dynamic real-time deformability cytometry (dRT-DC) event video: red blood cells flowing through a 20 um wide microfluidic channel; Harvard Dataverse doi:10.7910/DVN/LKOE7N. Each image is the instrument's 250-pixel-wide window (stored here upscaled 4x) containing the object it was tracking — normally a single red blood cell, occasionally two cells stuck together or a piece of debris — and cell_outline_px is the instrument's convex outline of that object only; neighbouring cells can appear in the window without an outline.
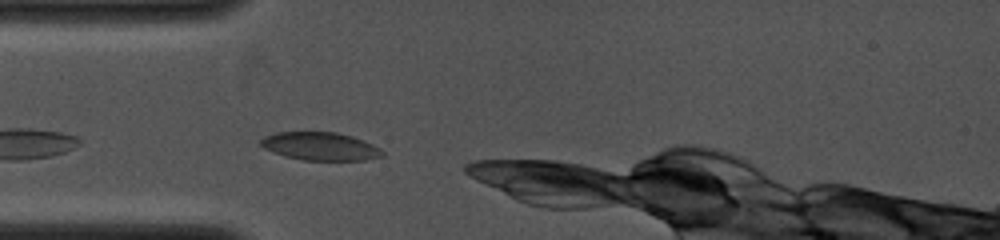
{"species": "common noctule bat (a hibernating species)", "species_latin": "Nyctalus noctula", "temperature_condition": "cold", "stored_images_in_passage": 7, "camera_frame_rate_fps": 4000, "um_per_image_px": 0.085, "animal": {"sex": "female", "body_mass_g": 19.0, "forearm_length_mm": 53.3}, "frame": {"image": 1, "passage_image": 2, "time_ms": 0.5, "image_size_px": [1000, 240], "cell_outline_px": [[384, 156], [364, 160], [304, 160], [284, 156], [264, 148], [260, 144], [260, 140], [264, 136], [276, 132], [336, 132], [352, 136], [372, 144], [380, 148], [384, 152]], "centroid_in_image_um": [27.22, 12.43], "position_along_channel_um": 57.8, "area_um2": 19.88}}
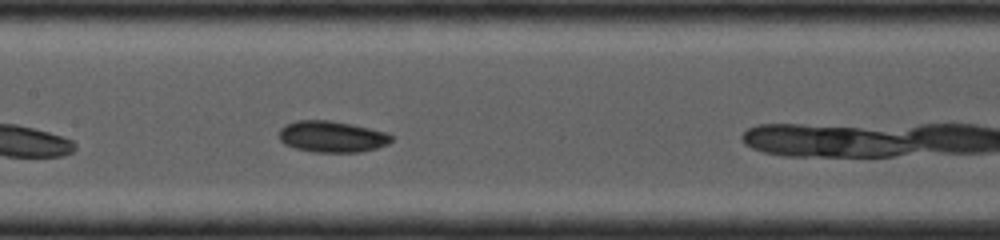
{"frame": {"image": 2, "passage_image": 7, "time_ms": 3.25, "image_size_px": [1000, 240], "cell_outline_px": [[392, 140], [388, 144], [376, 148], [360, 152], [312, 152], [296, 148], [284, 144], [280, 140], [280, 128], [284, 124], [296, 120], [332, 120], [352, 124], [388, 132], [392, 136]], "centroid_in_image_um": [28.22, 11.6], "position_along_channel_um": 179.2, "area_um2": 20.69}}